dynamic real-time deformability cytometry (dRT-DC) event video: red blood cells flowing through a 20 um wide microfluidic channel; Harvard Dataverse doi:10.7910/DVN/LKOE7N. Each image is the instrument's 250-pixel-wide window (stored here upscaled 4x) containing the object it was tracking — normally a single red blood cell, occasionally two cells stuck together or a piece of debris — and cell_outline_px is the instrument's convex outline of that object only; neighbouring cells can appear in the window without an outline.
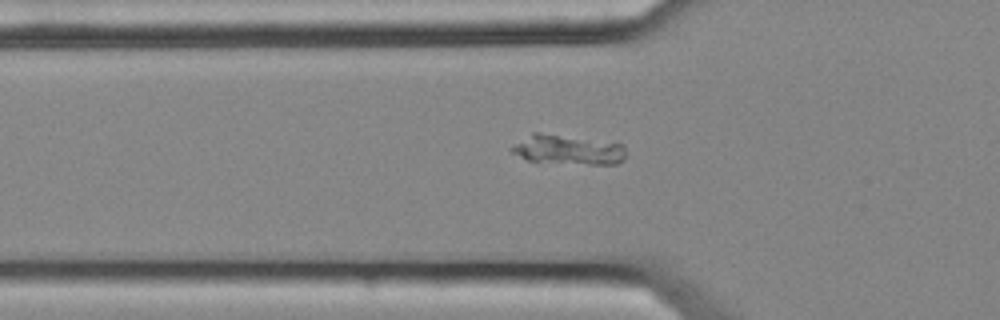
{"species": "common noctule bat (a hibernating species)", "species_latin": "Nyctalus noctula", "temperature_condition": "cold", "stored_images_in_passage": 28, "camera_frame_rate_fps": 3000, "um_per_image_px": 0.085, "animal": {"sex": "female", "body_mass_g": 25.1}, "frame": {"image": 1, "passage_image": 2, "time_ms": 0.333, "image_size_px": [1000, 320], "cell_outline_px": [[624, 160], [616, 164], [588, 164], [528, 160], [512, 152], [508, 148], [532, 132], [540, 132], [624, 144]], "centroid_in_image_um": [48.27, 12.71], "position_along_channel_um": 77.5, "area_um2": 19.48}}
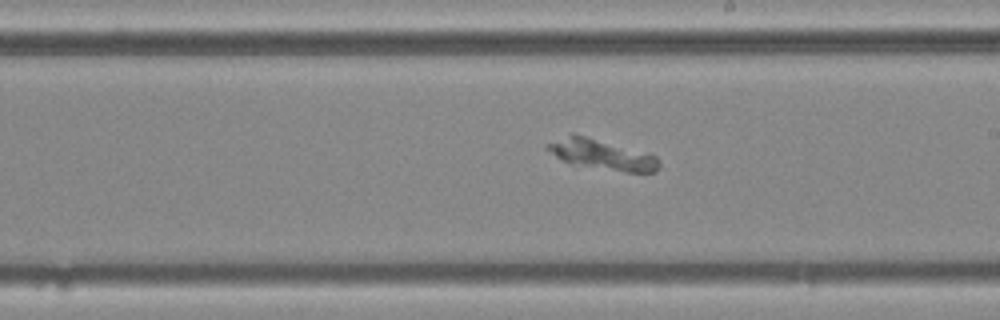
{"frame": {"image": 2, "passage_image": 16, "time_ms": 5.0, "image_size_px": [1000, 320], "cell_outline_px": [[660, 164], [652, 172], [624, 172], [568, 164], [544, 148], [548, 144], [572, 132], [656, 156]], "centroid_in_image_um": [51.09, 13.14], "position_along_channel_um": 237.9, "area_um2": 19.36}}
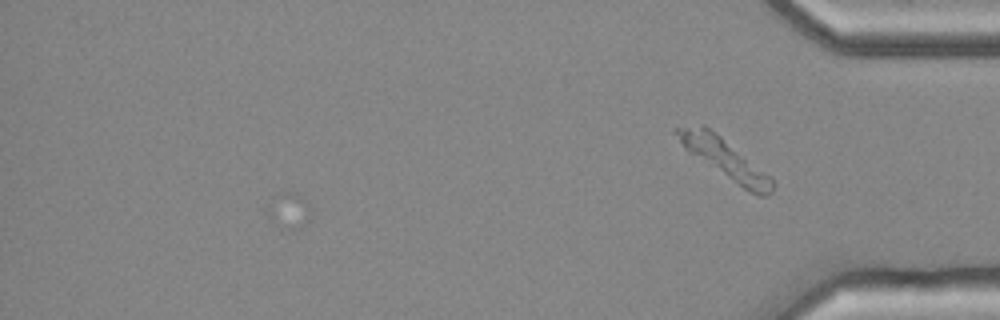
{"frame": {"image": 3, "passage_image": 28, "time_ms": 9.0, "image_size_px": [1000, 320], "cell_outline_px": [[772, 192], [764, 196], [760, 196], [744, 188], [688, 152], [684, 148], [676, 132], [676, 128], [700, 124], [704, 124], [720, 136], [772, 176]], "centroid_in_image_um": [61.62, 13.47], "position_along_channel_um": 373.6, "area_um2": 21.21}}